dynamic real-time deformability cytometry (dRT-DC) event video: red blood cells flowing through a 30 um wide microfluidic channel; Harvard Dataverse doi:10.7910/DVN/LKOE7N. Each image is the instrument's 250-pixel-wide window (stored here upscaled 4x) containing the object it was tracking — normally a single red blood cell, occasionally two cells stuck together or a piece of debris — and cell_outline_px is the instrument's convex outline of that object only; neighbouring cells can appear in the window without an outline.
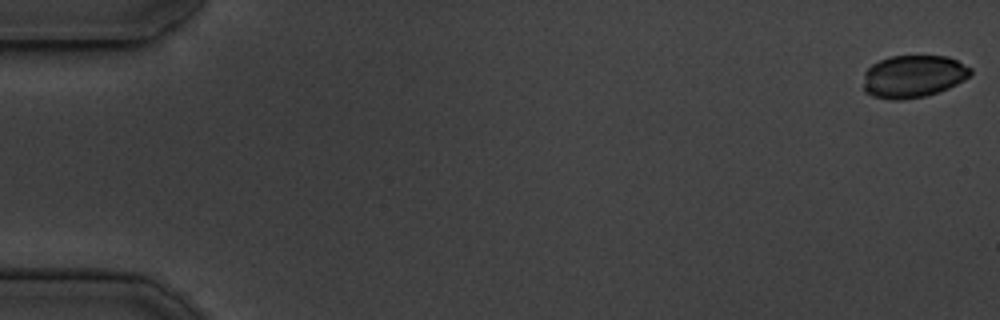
{"species": "common noctule bat (a hibernating species)", "species_latin": "Nyctalus noctula", "temperature_condition": "cold", "stored_images_in_passage": 55, "camera_frame_rate_fps": 3000, "um_per_image_px": 0.085, "animal": {"sex": "male", "body_mass_g": 19.5, "forearm_length_mm": 54.6}, "frame": {"image": 1, "passage_image": 1, "time_ms": 0.0, "image_size_px": [1000, 320], "cell_outline_px": [[972, 72], [964, 80], [948, 88], [924, 96], [904, 100], [888, 100], [872, 96], [864, 92], [864, 72], [872, 64], [880, 60], [892, 56], [948, 56], [972, 68]], "centroid_in_image_um": [77.6, 6.5], "position_along_channel_um": 7.4, "area_um2": 26.59}}
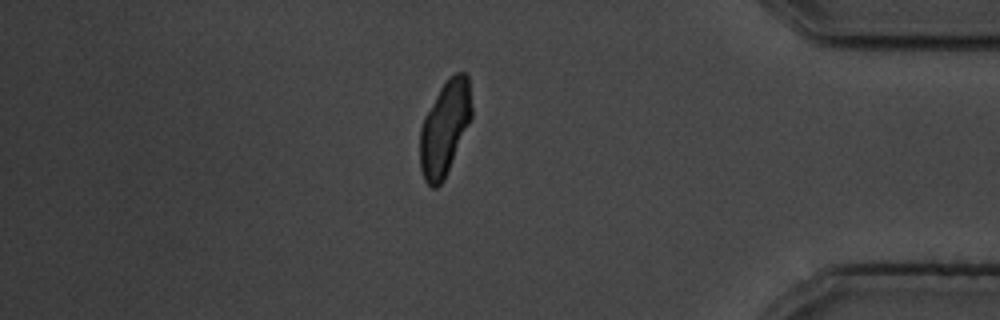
{"frame": {"image": 2, "passage_image": 47, "time_ms": 15.333, "image_size_px": [1000, 320], "cell_outline_px": [[472, 116], [444, 180], [436, 188], [432, 188], [424, 180], [420, 168], [420, 128], [424, 116], [440, 88], [448, 76], [456, 72], [464, 72], [468, 76], [472, 108]], "centroid_in_image_um": [37.79, 10.87], "position_along_channel_um": 397.4, "area_um2": 28.38}}
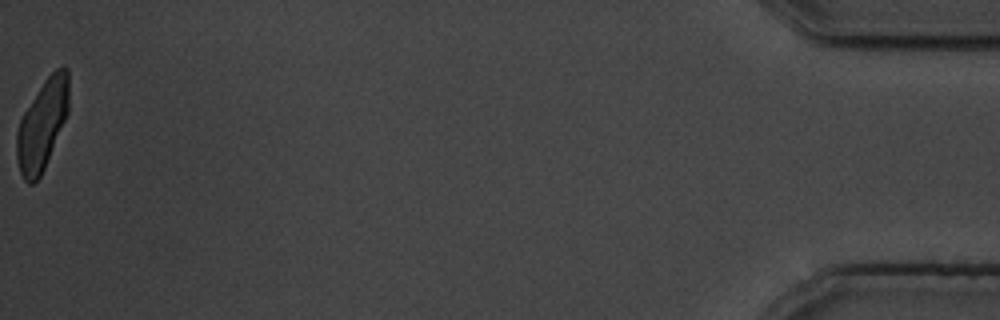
{"frame": {"image": 3, "passage_image": 55, "time_ms": 18.0, "image_size_px": [1000, 320], "cell_outline_px": [[68, 112], [44, 168], [40, 176], [32, 184], [28, 184], [24, 180], [20, 172], [16, 160], [16, 132], [20, 120], [24, 112], [44, 80], [56, 68], [64, 64], [68, 68]], "centroid_in_image_um": [3.58, 10.59], "position_along_channel_um": 431.6, "area_um2": 27.11}}